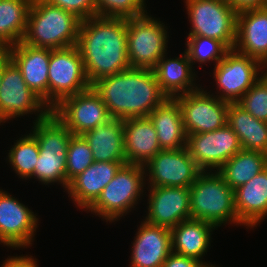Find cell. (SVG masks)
Segmentation results:
<instances>
[{"instance_id": "obj_30", "label": "cell", "mask_w": 267, "mask_h": 267, "mask_svg": "<svg viewBox=\"0 0 267 267\" xmlns=\"http://www.w3.org/2000/svg\"><path fill=\"white\" fill-rule=\"evenodd\" d=\"M32 0H0V43L6 48L23 40Z\"/></svg>"}, {"instance_id": "obj_35", "label": "cell", "mask_w": 267, "mask_h": 267, "mask_svg": "<svg viewBox=\"0 0 267 267\" xmlns=\"http://www.w3.org/2000/svg\"><path fill=\"white\" fill-rule=\"evenodd\" d=\"M237 103L254 118L267 122V77L263 75Z\"/></svg>"}, {"instance_id": "obj_18", "label": "cell", "mask_w": 267, "mask_h": 267, "mask_svg": "<svg viewBox=\"0 0 267 267\" xmlns=\"http://www.w3.org/2000/svg\"><path fill=\"white\" fill-rule=\"evenodd\" d=\"M137 230L130 267H162L172 252L171 230L149 224L144 219Z\"/></svg>"}, {"instance_id": "obj_36", "label": "cell", "mask_w": 267, "mask_h": 267, "mask_svg": "<svg viewBox=\"0 0 267 267\" xmlns=\"http://www.w3.org/2000/svg\"><path fill=\"white\" fill-rule=\"evenodd\" d=\"M50 4L73 13L81 21L96 16L95 0H46Z\"/></svg>"}, {"instance_id": "obj_2", "label": "cell", "mask_w": 267, "mask_h": 267, "mask_svg": "<svg viewBox=\"0 0 267 267\" xmlns=\"http://www.w3.org/2000/svg\"><path fill=\"white\" fill-rule=\"evenodd\" d=\"M91 87L116 119L148 117L167 99L153 69L130 68L99 79Z\"/></svg>"}, {"instance_id": "obj_33", "label": "cell", "mask_w": 267, "mask_h": 267, "mask_svg": "<svg viewBox=\"0 0 267 267\" xmlns=\"http://www.w3.org/2000/svg\"><path fill=\"white\" fill-rule=\"evenodd\" d=\"M94 162L92 151L82 135L70 138L66 154L67 188L69 183Z\"/></svg>"}, {"instance_id": "obj_3", "label": "cell", "mask_w": 267, "mask_h": 267, "mask_svg": "<svg viewBox=\"0 0 267 267\" xmlns=\"http://www.w3.org/2000/svg\"><path fill=\"white\" fill-rule=\"evenodd\" d=\"M81 20L46 0H32L22 42L38 48L63 49L77 45Z\"/></svg>"}, {"instance_id": "obj_22", "label": "cell", "mask_w": 267, "mask_h": 267, "mask_svg": "<svg viewBox=\"0 0 267 267\" xmlns=\"http://www.w3.org/2000/svg\"><path fill=\"white\" fill-rule=\"evenodd\" d=\"M166 53L153 68L161 91L167 98L187 94L198 90L200 87L196 82L195 66L189 59L186 51L178 55L180 57L167 58Z\"/></svg>"}, {"instance_id": "obj_34", "label": "cell", "mask_w": 267, "mask_h": 267, "mask_svg": "<svg viewBox=\"0 0 267 267\" xmlns=\"http://www.w3.org/2000/svg\"><path fill=\"white\" fill-rule=\"evenodd\" d=\"M146 0H95L96 16L131 19L147 14Z\"/></svg>"}, {"instance_id": "obj_31", "label": "cell", "mask_w": 267, "mask_h": 267, "mask_svg": "<svg viewBox=\"0 0 267 267\" xmlns=\"http://www.w3.org/2000/svg\"><path fill=\"white\" fill-rule=\"evenodd\" d=\"M29 132L14 142L7 156L11 168L24 180L34 179V168L39 158L37 140L31 131Z\"/></svg>"}, {"instance_id": "obj_40", "label": "cell", "mask_w": 267, "mask_h": 267, "mask_svg": "<svg viewBox=\"0 0 267 267\" xmlns=\"http://www.w3.org/2000/svg\"><path fill=\"white\" fill-rule=\"evenodd\" d=\"M4 66H5V54L0 58V84L2 78V70Z\"/></svg>"}, {"instance_id": "obj_32", "label": "cell", "mask_w": 267, "mask_h": 267, "mask_svg": "<svg viewBox=\"0 0 267 267\" xmlns=\"http://www.w3.org/2000/svg\"><path fill=\"white\" fill-rule=\"evenodd\" d=\"M185 45L192 66L210 61L216 65L230 50L224 43L204 36H188Z\"/></svg>"}, {"instance_id": "obj_37", "label": "cell", "mask_w": 267, "mask_h": 267, "mask_svg": "<svg viewBox=\"0 0 267 267\" xmlns=\"http://www.w3.org/2000/svg\"><path fill=\"white\" fill-rule=\"evenodd\" d=\"M162 267H207L203 262L171 252L162 264Z\"/></svg>"}, {"instance_id": "obj_21", "label": "cell", "mask_w": 267, "mask_h": 267, "mask_svg": "<svg viewBox=\"0 0 267 267\" xmlns=\"http://www.w3.org/2000/svg\"><path fill=\"white\" fill-rule=\"evenodd\" d=\"M126 162H93L76 176L67 188L68 197L78 208L87 210L100 196L104 187Z\"/></svg>"}, {"instance_id": "obj_4", "label": "cell", "mask_w": 267, "mask_h": 267, "mask_svg": "<svg viewBox=\"0 0 267 267\" xmlns=\"http://www.w3.org/2000/svg\"><path fill=\"white\" fill-rule=\"evenodd\" d=\"M31 133L39 146L34 179L42 184H60L67 191L66 154L72 133L51 111L33 122Z\"/></svg>"}, {"instance_id": "obj_25", "label": "cell", "mask_w": 267, "mask_h": 267, "mask_svg": "<svg viewBox=\"0 0 267 267\" xmlns=\"http://www.w3.org/2000/svg\"><path fill=\"white\" fill-rule=\"evenodd\" d=\"M215 226L198 219H187L171 229L172 252L203 262L207 267H216L203 261L211 246Z\"/></svg>"}, {"instance_id": "obj_42", "label": "cell", "mask_w": 267, "mask_h": 267, "mask_svg": "<svg viewBox=\"0 0 267 267\" xmlns=\"http://www.w3.org/2000/svg\"><path fill=\"white\" fill-rule=\"evenodd\" d=\"M262 65H263L264 68L267 69V59H266V61ZM266 69H264L263 72H262L265 77H267V70Z\"/></svg>"}, {"instance_id": "obj_8", "label": "cell", "mask_w": 267, "mask_h": 267, "mask_svg": "<svg viewBox=\"0 0 267 267\" xmlns=\"http://www.w3.org/2000/svg\"><path fill=\"white\" fill-rule=\"evenodd\" d=\"M167 26L148 13L127 19V55L131 68L153 69L167 53Z\"/></svg>"}, {"instance_id": "obj_17", "label": "cell", "mask_w": 267, "mask_h": 267, "mask_svg": "<svg viewBox=\"0 0 267 267\" xmlns=\"http://www.w3.org/2000/svg\"><path fill=\"white\" fill-rule=\"evenodd\" d=\"M147 216L145 221L172 229L190 217V188L174 186H147Z\"/></svg>"}, {"instance_id": "obj_1", "label": "cell", "mask_w": 267, "mask_h": 267, "mask_svg": "<svg viewBox=\"0 0 267 267\" xmlns=\"http://www.w3.org/2000/svg\"><path fill=\"white\" fill-rule=\"evenodd\" d=\"M76 46L91 85L131 68L127 55V19L94 16L82 20Z\"/></svg>"}, {"instance_id": "obj_29", "label": "cell", "mask_w": 267, "mask_h": 267, "mask_svg": "<svg viewBox=\"0 0 267 267\" xmlns=\"http://www.w3.org/2000/svg\"><path fill=\"white\" fill-rule=\"evenodd\" d=\"M266 168V154L242 149L231 157L217 172L234 190L247 183Z\"/></svg>"}, {"instance_id": "obj_43", "label": "cell", "mask_w": 267, "mask_h": 267, "mask_svg": "<svg viewBox=\"0 0 267 267\" xmlns=\"http://www.w3.org/2000/svg\"><path fill=\"white\" fill-rule=\"evenodd\" d=\"M264 7L267 9V0L265 1Z\"/></svg>"}, {"instance_id": "obj_19", "label": "cell", "mask_w": 267, "mask_h": 267, "mask_svg": "<svg viewBox=\"0 0 267 267\" xmlns=\"http://www.w3.org/2000/svg\"><path fill=\"white\" fill-rule=\"evenodd\" d=\"M28 87L48 105L50 49L29 46L22 41L7 48Z\"/></svg>"}, {"instance_id": "obj_11", "label": "cell", "mask_w": 267, "mask_h": 267, "mask_svg": "<svg viewBox=\"0 0 267 267\" xmlns=\"http://www.w3.org/2000/svg\"><path fill=\"white\" fill-rule=\"evenodd\" d=\"M263 69L259 60L230 49L214 66L213 78L216 89H219L215 96L229 103H237L263 76Z\"/></svg>"}, {"instance_id": "obj_15", "label": "cell", "mask_w": 267, "mask_h": 267, "mask_svg": "<svg viewBox=\"0 0 267 267\" xmlns=\"http://www.w3.org/2000/svg\"><path fill=\"white\" fill-rule=\"evenodd\" d=\"M144 169L145 178H148L145 184L160 187H190L202 172L186 147L159 151L144 165Z\"/></svg>"}, {"instance_id": "obj_6", "label": "cell", "mask_w": 267, "mask_h": 267, "mask_svg": "<svg viewBox=\"0 0 267 267\" xmlns=\"http://www.w3.org/2000/svg\"><path fill=\"white\" fill-rule=\"evenodd\" d=\"M145 175L144 166L123 165L104 187L97 200L85 211L89 210L88 212L99 215V218L102 217L109 223L120 220L139 204L140 197L146 191Z\"/></svg>"}, {"instance_id": "obj_20", "label": "cell", "mask_w": 267, "mask_h": 267, "mask_svg": "<svg viewBox=\"0 0 267 267\" xmlns=\"http://www.w3.org/2000/svg\"><path fill=\"white\" fill-rule=\"evenodd\" d=\"M234 50L259 60L267 59V9L251 8L237 14Z\"/></svg>"}, {"instance_id": "obj_13", "label": "cell", "mask_w": 267, "mask_h": 267, "mask_svg": "<svg viewBox=\"0 0 267 267\" xmlns=\"http://www.w3.org/2000/svg\"><path fill=\"white\" fill-rule=\"evenodd\" d=\"M51 111L73 135H82L112 119L108 108L92 87L65 97Z\"/></svg>"}, {"instance_id": "obj_23", "label": "cell", "mask_w": 267, "mask_h": 267, "mask_svg": "<svg viewBox=\"0 0 267 267\" xmlns=\"http://www.w3.org/2000/svg\"><path fill=\"white\" fill-rule=\"evenodd\" d=\"M161 147L149 117L124 120V151L127 164L144 166Z\"/></svg>"}, {"instance_id": "obj_14", "label": "cell", "mask_w": 267, "mask_h": 267, "mask_svg": "<svg viewBox=\"0 0 267 267\" xmlns=\"http://www.w3.org/2000/svg\"><path fill=\"white\" fill-rule=\"evenodd\" d=\"M186 148L202 171H218L242 150L238 136L228 124L215 131L187 135Z\"/></svg>"}, {"instance_id": "obj_28", "label": "cell", "mask_w": 267, "mask_h": 267, "mask_svg": "<svg viewBox=\"0 0 267 267\" xmlns=\"http://www.w3.org/2000/svg\"><path fill=\"white\" fill-rule=\"evenodd\" d=\"M227 124L238 136L242 149L267 155V122L254 118L238 103H229Z\"/></svg>"}, {"instance_id": "obj_41", "label": "cell", "mask_w": 267, "mask_h": 267, "mask_svg": "<svg viewBox=\"0 0 267 267\" xmlns=\"http://www.w3.org/2000/svg\"><path fill=\"white\" fill-rule=\"evenodd\" d=\"M7 52V48L0 43V58Z\"/></svg>"}, {"instance_id": "obj_39", "label": "cell", "mask_w": 267, "mask_h": 267, "mask_svg": "<svg viewBox=\"0 0 267 267\" xmlns=\"http://www.w3.org/2000/svg\"><path fill=\"white\" fill-rule=\"evenodd\" d=\"M227 1L233 7L234 10L239 12L246 9L264 7L266 0H227Z\"/></svg>"}, {"instance_id": "obj_5", "label": "cell", "mask_w": 267, "mask_h": 267, "mask_svg": "<svg viewBox=\"0 0 267 267\" xmlns=\"http://www.w3.org/2000/svg\"><path fill=\"white\" fill-rule=\"evenodd\" d=\"M190 217L216 229L225 224L242 225L235 208L234 190L217 171H202L190 185Z\"/></svg>"}, {"instance_id": "obj_38", "label": "cell", "mask_w": 267, "mask_h": 267, "mask_svg": "<svg viewBox=\"0 0 267 267\" xmlns=\"http://www.w3.org/2000/svg\"><path fill=\"white\" fill-rule=\"evenodd\" d=\"M37 259L32 256H8L7 259L3 261L1 267H38Z\"/></svg>"}, {"instance_id": "obj_12", "label": "cell", "mask_w": 267, "mask_h": 267, "mask_svg": "<svg viewBox=\"0 0 267 267\" xmlns=\"http://www.w3.org/2000/svg\"><path fill=\"white\" fill-rule=\"evenodd\" d=\"M201 87L175 97L180 105L187 135L215 131L227 124L229 102L220 100L214 93L210 94Z\"/></svg>"}, {"instance_id": "obj_24", "label": "cell", "mask_w": 267, "mask_h": 267, "mask_svg": "<svg viewBox=\"0 0 267 267\" xmlns=\"http://www.w3.org/2000/svg\"><path fill=\"white\" fill-rule=\"evenodd\" d=\"M238 220L247 229L257 227L267 217V168L234 189Z\"/></svg>"}, {"instance_id": "obj_16", "label": "cell", "mask_w": 267, "mask_h": 267, "mask_svg": "<svg viewBox=\"0 0 267 267\" xmlns=\"http://www.w3.org/2000/svg\"><path fill=\"white\" fill-rule=\"evenodd\" d=\"M20 200L0 189V244L15 250L34 241L39 219Z\"/></svg>"}, {"instance_id": "obj_26", "label": "cell", "mask_w": 267, "mask_h": 267, "mask_svg": "<svg viewBox=\"0 0 267 267\" xmlns=\"http://www.w3.org/2000/svg\"><path fill=\"white\" fill-rule=\"evenodd\" d=\"M82 136L92 151L94 162H126L123 119L112 118Z\"/></svg>"}, {"instance_id": "obj_10", "label": "cell", "mask_w": 267, "mask_h": 267, "mask_svg": "<svg viewBox=\"0 0 267 267\" xmlns=\"http://www.w3.org/2000/svg\"><path fill=\"white\" fill-rule=\"evenodd\" d=\"M48 106L55 107L65 97L91 88L78 47L50 49Z\"/></svg>"}, {"instance_id": "obj_27", "label": "cell", "mask_w": 267, "mask_h": 267, "mask_svg": "<svg viewBox=\"0 0 267 267\" xmlns=\"http://www.w3.org/2000/svg\"><path fill=\"white\" fill-rule=\"evenodd\" d=\"M148 117L157 132L162 150H176L186 147L187 134L182 121L180 105L175 98H167Z\"/></svg>"}, {"instance_id": "obj_7", "label": "cell", "mask_w": 267, "mask_h": 267, "mask_svg": "<svg viewBox=\"0 0 267 267\" xmlns=\"http://www.w3.org/2000/svg\"><path fill=\"white\" fill-rule=\"evenodd\" d=\"M191 31L188 36H204L233 49L238 12L227 0H184Z\"/></svg>"}, {"instance_id": "obj_9", "label": "cell", "mask_w": 267, "mask_h": 267, "mask_svg": "<svg viewBox=\"0 0 267 267\" xmlns=\"http://www.w3.org/2000/svg\"><path fill=\"white\" fill-rule=\"evenodd\" d=\"M50 112L49 106L28 87L20 69L6 52L0 84V125L11 118L33 113L37 121Z\"/></svg>"}]
</instances>
